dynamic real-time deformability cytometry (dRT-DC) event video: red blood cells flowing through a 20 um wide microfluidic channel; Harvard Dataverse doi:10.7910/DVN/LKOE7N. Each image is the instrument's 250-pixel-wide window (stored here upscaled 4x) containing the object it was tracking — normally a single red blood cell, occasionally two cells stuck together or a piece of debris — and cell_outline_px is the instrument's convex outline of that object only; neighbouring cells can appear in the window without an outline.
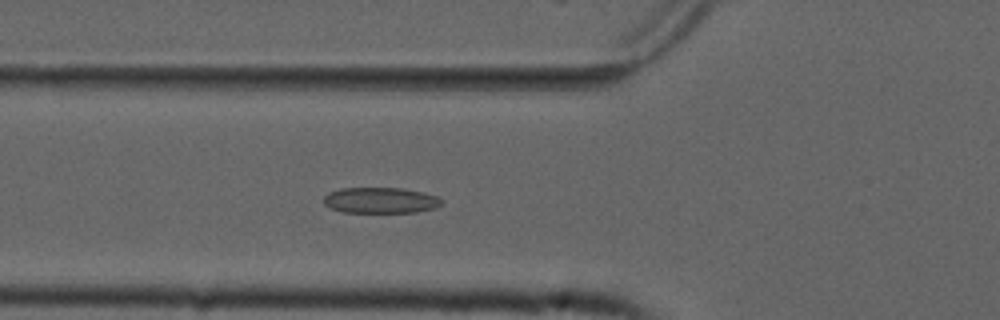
{"species": "common noctule bat (a hibernating species)", "species_latin": "Nyctalus noctula", "temperature_condition": "cold", "stored_images_in_passage": 44, "camera_frame_rate_fps": 3000, "um_per_image_px": 0.085, "animal": {"sex": "male", "forearm_length_mm": 52.5}, "frame": {"image": 1, "passage_image": 14, "time_ms": 4.333, "image_size_px": [1000, 320], "cell_outline_px": [[444, 204], [436, 208], [416, 212], [340, 212], [324, 204], [324, 196], [328, 192], [340, 188], [404, 188], [424, 192], [436, 196]], "centroid_in_image_um": [32.35, 17.02], "position_along_channel_um": 93.5, "area_um2": 17.86}}
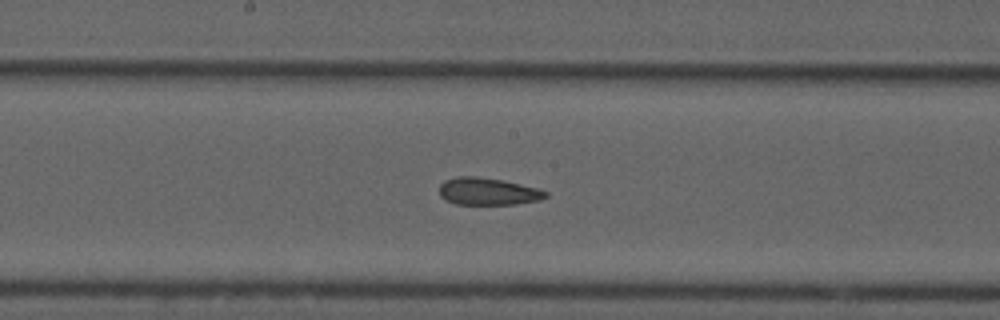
{"frame": {"image": 2, "passage_image": 23, "time_ms": 7.333, "image_size_px": [1000, 320], "cell_outline_px": [[548, 196], [540, 200], [516, 204], [456, 204], [444, 200], [440, 196], [440, 184], [444, 180], [460, 176], [476, 176], [504, 180], [536, 188], [548, 192]], "centroid_in_image_um": [41.46, 16.27], "position_along_channel_um": 206.7, "area_um2": 16.94}}
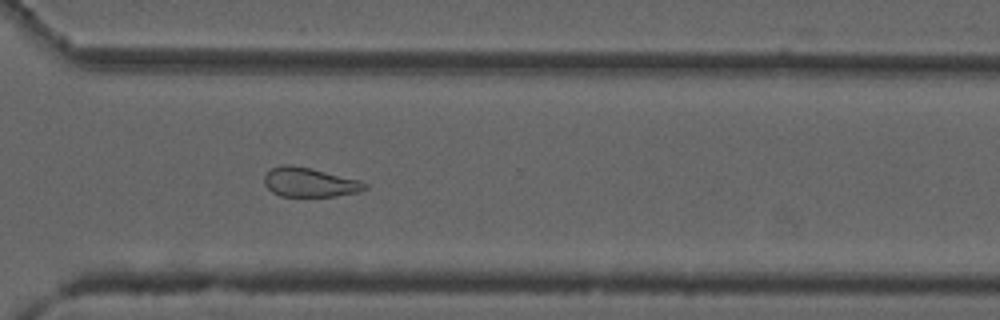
{"frame": {"image": 3, "passage_image": 34, "time_ms": 11.0, "image_size_px": [1000, 320], "cell_outline_px": [[368, 188], [360, 192], [336, 196], [280, 196], [272, 192], [264, 184], [264, 176], [272, 168], [280, 164], [292, 164], [312, 168], [360, 180], [368, 184]], "centroid_in_image_um": [26.33, 15.49], "position_along_channel_um": 344.3, "area_um2": 17.4}, "authors_computed_cell_mechanics": {"area_um2": 18.5249, "velocity_mm_per_s": 3.7648, "shape_relaxation_time_tau1_ms": null, "shape_relaxation_time_tau2_ms": 2.9801, "deformation_change_tau1": null, "deformation_change_tau2": 0.1027}}